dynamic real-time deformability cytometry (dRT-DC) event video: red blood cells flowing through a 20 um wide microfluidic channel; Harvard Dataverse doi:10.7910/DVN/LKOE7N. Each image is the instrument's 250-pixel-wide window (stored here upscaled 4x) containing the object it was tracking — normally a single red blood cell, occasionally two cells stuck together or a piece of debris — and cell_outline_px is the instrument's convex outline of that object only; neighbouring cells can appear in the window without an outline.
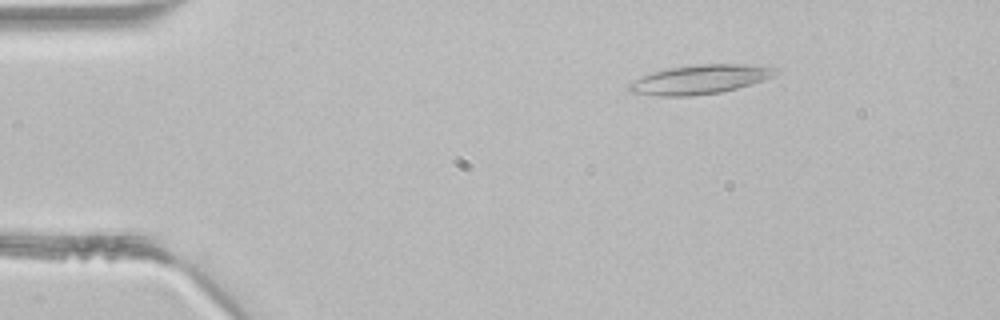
{"species": "common noctule bat (a hibernating species)", "species_latin": "Nyctalus noctula", "temperature_condition": "room temperature", "stored_images_in_passage": 4, "camera_frame_rate_fps": 3000, "um_per_image_px": 0.085, "animal": {"sex": "male", "body_mass_g": 21.5, "forearm_length_mm": 52.0}, "frame": {"image": 1, "passage_image": 2, "time_ms": 0.333, "image_size_px": [1000, 320], "cell_outline_px": [[780, 72], [764, 80], [752, 84], [720, 92], [692, 96], [656, 96], [632, 92], [628, 88], [628, 84], [652, 72], [672, 68], [700, 64], [744, 64], [780, 68]], "centroid_in_image_um": [59.55, 6.75], "position_along_channel_um": 25.4, "area_um2": 24.62}}
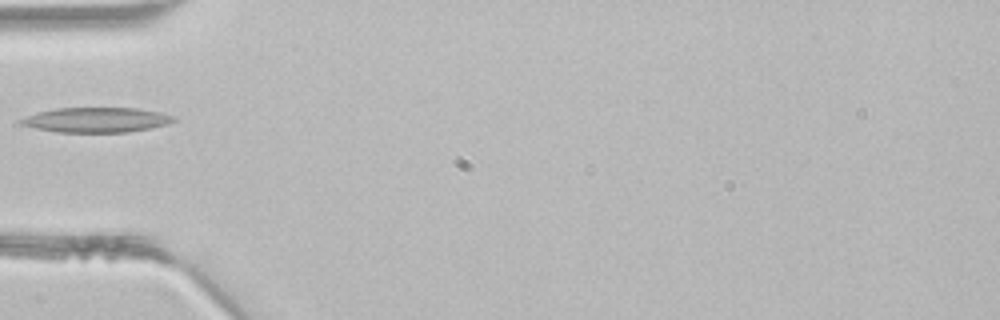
{"frame": {"image": 2, "passage_image": 4, "time_ms": 1.0, "image_size_px": [1000, 320], "cell_outline_px": [[176, 120], [168, 124], [128, 132], [56, 132], [36, 128], [24, 124], [20, 120], [36, 112], [56, 108], [136, 108], [160, 112], [176, 116]], "centroid_in_image_um": [8.25, 10.18], "position_along_channel_um": 76.7, "area_um2": 21.96}}